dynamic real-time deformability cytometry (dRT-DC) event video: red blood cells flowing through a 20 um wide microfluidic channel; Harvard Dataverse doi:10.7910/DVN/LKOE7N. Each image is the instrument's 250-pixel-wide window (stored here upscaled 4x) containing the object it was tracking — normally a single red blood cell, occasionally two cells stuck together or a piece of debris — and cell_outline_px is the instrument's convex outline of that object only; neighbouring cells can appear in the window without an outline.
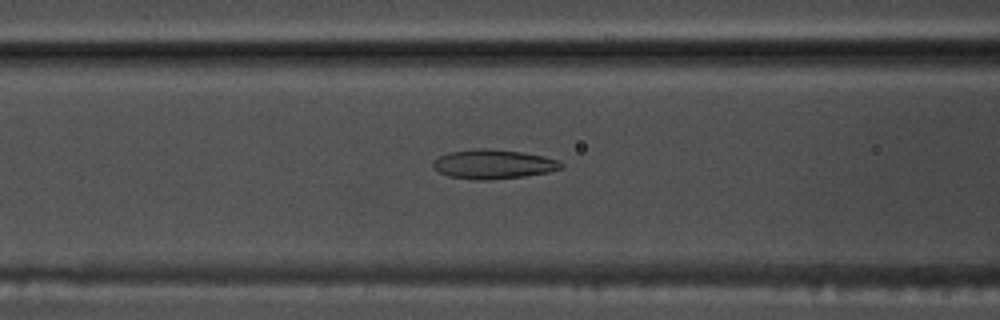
{"species": "common noctule bat (a hibernating species)", "species_latin": "Nyctalus noctula", "temperature_condition": "warm", "stored_images_in_passage": 54, "camera_frame_rate_fps": 3000, "um_per_image_px": 0.085, "animal": {"sex": "male", "body_mass_g": 17.5, "forearm_length_mm": 52.3}, "frame": {"image": 1, "passage_image": 22, "time_ms": 7.0, "image_size_px": [1000, 320], "cell_outline_px": [[564, 168], [548, 172], [524, 176], [488, 180], [476, 180], [448, 176], [432, 168], [432, 160], [448, 152], [476, 148], [492, 148], [520, 152], [544, 156], [556, 160], [564, 164]], "centroid_in_image_um": [41.9, 13.95], "position_along_channel_um": 124.7, "area_um2": 22.02}}
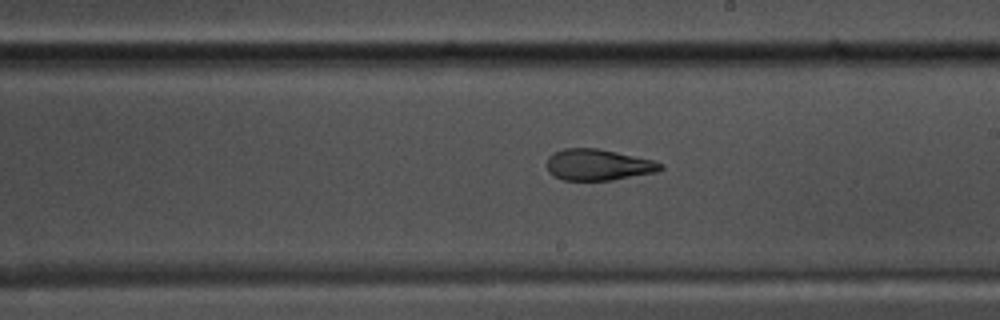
{"frame": {"image": 2, "passage_image": 31, "time_ms": 10.0, "image_size_px": [1000, 320], "cell_outline_px": [[664, 168], [656, 172], [612, 180], [564, 180], [552, 176], [548, 172], [548, 156], [564, 148], [596, 148], [616, 152], [652, 160], [664, 164]], "centroid_in_image_um": [50.84, 14.01], "position_along_channel_um": 238.2, "area_um2": 20.58}}
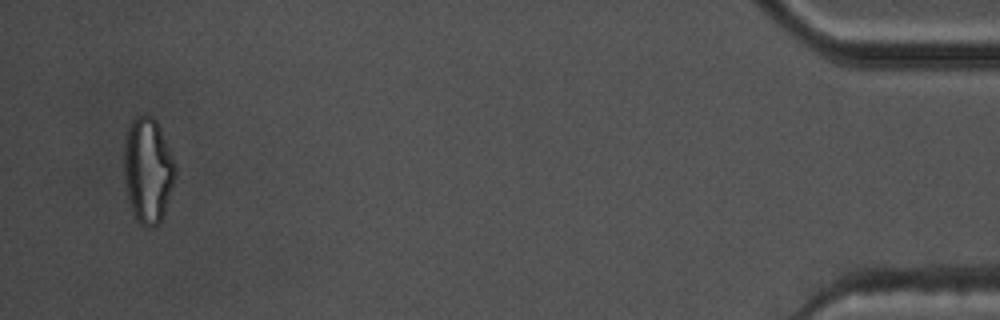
{"frame": {"image": 3, "passage_image": 52, "time_ms": 17.0, "image_size_px": [1000, 320], "cell_outline_px": [[176, 176], [164, 212], [160, 220], [152, 228], [144, 228], [136, 220], [132, 212], [128, 200], [124, 180], [124, 148], [128, 128], [132, 120], [140, 112], [144, 112], [152, 116], [156, 120], [160, 128], [176, 168]], "centroid_in_image_um": [12.55, 14.47], "position_along_channel_um": 422.7, "area_um2": 31.62}, "authors_computed_cell_mechanics": {"area_um2": 22.8888, "velocity_mm_per_s": 3.8016, "shape_relaxation_time_tau1_ms": null, "shape_relaxation_time_tau2_ms": 2.1109, "deformation_change_tau1": null, "deformation_change_tau2": 0.1002}}